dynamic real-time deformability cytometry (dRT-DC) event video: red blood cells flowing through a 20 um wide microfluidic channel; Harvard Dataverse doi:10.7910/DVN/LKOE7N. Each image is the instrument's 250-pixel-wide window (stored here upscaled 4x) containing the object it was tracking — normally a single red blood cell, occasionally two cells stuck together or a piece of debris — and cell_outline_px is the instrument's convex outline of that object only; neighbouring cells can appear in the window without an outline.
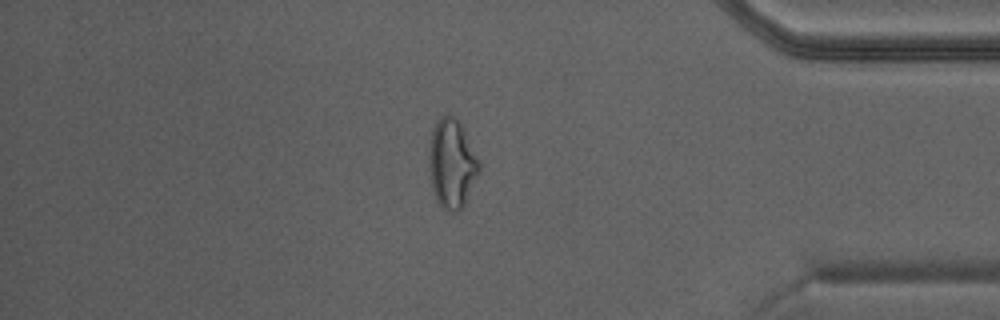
{"species": "Egyptian fruit bat (a non-hibernating species)", "species_latin": "Rousettus aegyptiacus", "temperature_condition": "warm", "stored_images_in_passage": 43, "camera_frame_rate_fps": 3000, "um_per_image_px": 0.085, "animal": {"sex": "male"}, "frame": {"image": 1, "passage_image": 37, "time_ms": 12.0, "image_size_px": [1000, 320], "cell_outline_px": [[480, 172], [464, 204], [456, 212], [452, 212], [444, 208], [436, 200], [432, 188], [428, 168], [428, 156], [432, 128], [436, 120], [440, 116], [452, 116], [460, 124], [480, 160]], "centroid_in_image_um": [38.39, 13.91], "position_along_channel_um": 396.8, "area_um2": 25.95}}
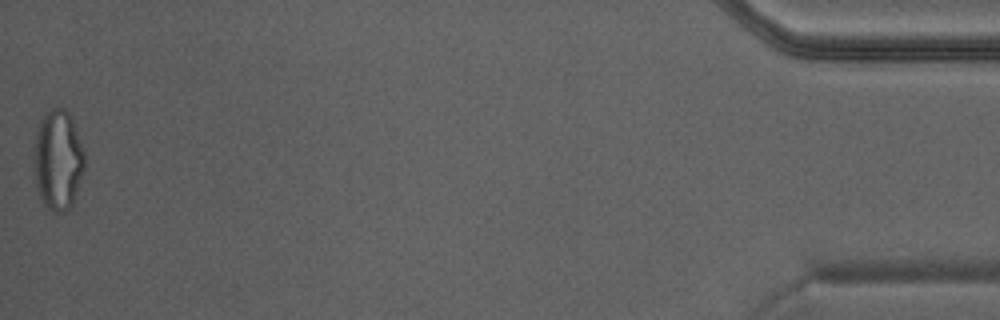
{"frame": {"image": 2, "passage_image": 43, "time_ms": 14.0, "image_size_px": [1000, 320], "cell_outline_px": [[84, 168], [72, 204], [64, 212], [56, 212], [48, 208], [40, 200], [36, 188], [32, 148], [36, 132], [40, 120], [52, 108], [64, 108], [72, 116], [84, 152]], "centroid_in_image_um": [4.89, 13.58], "position_along_channel_um": 430.3, "area_um2": 29.77}}